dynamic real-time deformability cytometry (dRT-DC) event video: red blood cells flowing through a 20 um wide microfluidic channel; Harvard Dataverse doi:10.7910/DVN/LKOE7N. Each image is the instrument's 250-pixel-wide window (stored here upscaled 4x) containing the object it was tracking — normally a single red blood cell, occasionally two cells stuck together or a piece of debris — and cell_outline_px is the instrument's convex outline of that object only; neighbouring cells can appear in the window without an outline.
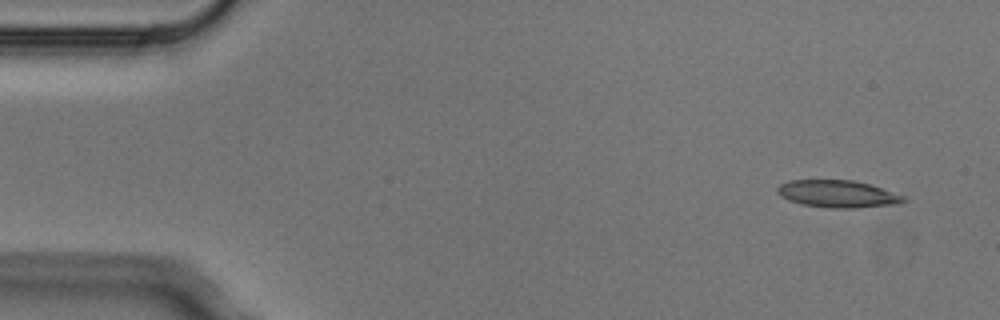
{"species": "Egyptian fruit bat (a non-hibernating species)", "species_latin": "Rousettus aegyptiacus", "temperature_condition": "cold", "stored_images_in_passage": 3, "camera_frame_rate_fps": 3000, "um_per_image_px": 0.085, "animal": {"sex": "male"}, "frame": {"image": 1, "passage_image": 1, "time_ms": 0.0, "image_size_px": [1000, 320], "cell_outline_px": [[908, 200], [900, 204], [856, 208], [828, 208], [800, 204], [788, 200], [780, 196], [776, 192], [776, 188], [780, 184], [788, 180], [852, 180], [868, 184], [904, 196]], "centroid_in_image_um": [71.17, 16.49], "position_along_channel_um": 13.8, "area_um2": 20.17}}